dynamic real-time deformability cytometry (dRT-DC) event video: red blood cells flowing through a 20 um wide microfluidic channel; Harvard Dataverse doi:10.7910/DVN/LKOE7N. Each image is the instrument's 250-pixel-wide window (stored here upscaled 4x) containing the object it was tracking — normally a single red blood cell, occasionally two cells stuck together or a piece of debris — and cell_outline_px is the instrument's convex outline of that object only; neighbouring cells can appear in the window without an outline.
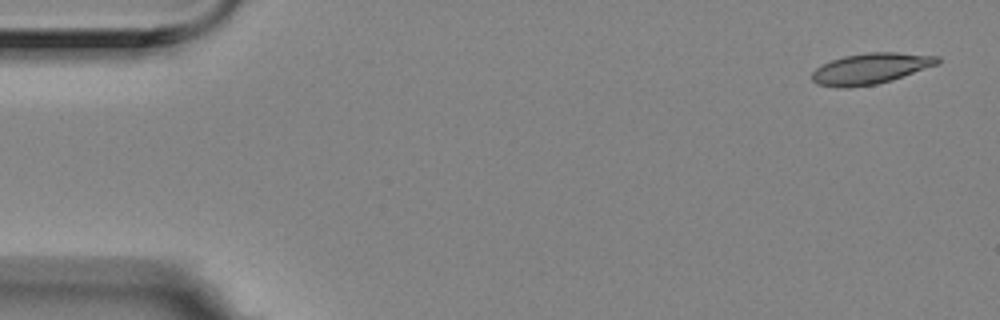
{"species": "Egyptian fruit bat (a non-hibernating species)", "species_latin": "Rousettus aegyptiacus", "temperature_condition": "room temperature", "stored_images_in_passage": 4, "camera_frame_rate_fps": 3000, "um_per_image_px": 0.085, "animal": {"sex": "female"}, "frame": {"image": 1, "passage_image": 1, "time_ms": 0.0, "image_size_px": [1000, 320], "cell_outline_px": [[940, 64], [892, 80], [876, 84], [848, 88], [836, 88], [816, 84], [812, 80], [812, 72], [816, 68], [832, 60], [844, 56], [868, 52], [896, 52], [940, 56]], "centroid_in_image_um": [74.02, 5.83], "position_along_channel_um": 11.0, "area_um2": 22.77}}